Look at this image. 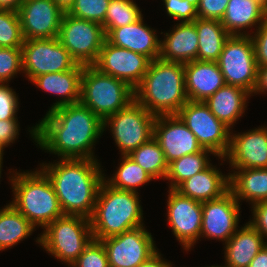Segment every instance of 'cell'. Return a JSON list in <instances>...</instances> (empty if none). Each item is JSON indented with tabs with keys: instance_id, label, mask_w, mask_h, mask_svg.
<instances>
[{
	"instance_id": "cell-1",
	"label": "cell",
	"mask_w": 267,
	"mask_h": 267,
	"mask_svg": "<svg viewBox=\"0 0 267 267\" xmlns=\"http://www.w3.org/2000/svg\"><path fill=\"white\" fill-rule=\"evenodd\" d=\"M29 130L42 150L61 159H95L93 145L103 133V121L81 102L46 112Z\"/></svg>"
},
{
	"instance_id": "cell-2",
	"label": "cell",
	"mask_w": 267,
	"mask_h": 267,
	"mask_svg": "<svg viewBox=\"0 0 267 267\" xmlns=\"http://www.w3.org/2000/svg\"><path fill=\"white\" fill-rule=\"evenodd\" d=\"M99 165L94 159H60L54 164L42 163L41 170L50 179L64 215L92 216L104 180Z\"/></svg>"
},
{
	"instance_id": "cell-3",
	"label": "cell",
	"mask_w": 267,
	"mask_h": 267,
	"mask_svg": "<svg viewBox=\"0 0 267 267\" xmlns=\"http://www.w3.org/2000/svg\"><path fill=\"white\" fill-rule=\"evenodd\" d=\"M134 100L155 116L176 115L189 100L185 90L184 63L160 58L150 62Z\"/></svg>"
},
{
	"instance_id": "cell-4",
	"label": "cell",
	"mask_w": 267,
	"mask_h": 267,
	"mask_svg": "<svg viewBox=\"0 0 267 267\" xmlns=\"http://www.w3.org/2000/svg\"><path fill=\"white\" fill-rule=\"evenodd\" d=\"M138 193L119 190L102 181L90 219L92 236L102 240L143 226Z\"/></svg>"
},
{
	"instance_id": "cell-5",
	"label": "cell",
	"mask_w": 267,
	"mask_h": 267,
	"mask_svg": "<svg viewBox=\"0 0 267 267\" xmlns=\"http://www.w3.org/2000/svg\"><path fill=\"white\" fill-rule=\"evenodd\" d=\"M11 179L13 205L35 228H46L51 222L63 216L58 197L50 179L40 169L29 172H15Z\"/></svg>"
},
{
	"instance_id": "cell-6",
	"label": "cell",
	"mask_w": 267,
	"mask_h": 267,
	"mask_svg": "<svg viewBox=\"0 0 267 267\" xmlns=\"http://www.w3.org/2000/svg\"><path fill=\"white\" fill-rule=\"evenodd\" d=\"M134 101V89L126 82L104 74L92 66H84L80 102L102 121L126 108Z\"/></svg>"
},
{
	"instance_id": "cell-7",
	"label": "cell",
	"mask_w": 267,
	"mask_h": 267,
	"mask_svg": "<svg viewBox=\"0 0 267 267\" xmlns=\"http://www.w3.org/2000/svg\"><path fill=\"white\" fill-rule=\"evenodd\" d=\"M92 239L89 218L63 215L51 222L36 242L55 258L71 266Z\"/></svg>"
},
{
	"instance_id": "cell-8",
	"label": "cell",
	"mask_w": 267,
	"mask_h": 267,
	"mask_svg": "<svg viewBox=\"0 0 267 267\" xmlns=\"http://www.w3.org/2000/svg\"><path fill=\"white\" fill-rule=\"evenodd\" d=\"M216 62L225 84L240 87L253 96L258 66L250 34L230 35Z\"/></svg>"
},
{
	"instance_id": "cell-9",
	"label": "cell",
	"mask_w": 267,
	"mask_h": 267,
	"mask_svg": "<svg viewBox=\"0 0 267 267\" xmlns=\"http://www.w3.org/2000/svg\"><path fill=\"white\" fill-rule=\"evenodd\" d=\"M57 38L77 64L92 66L98 59L106 34L101 24L64 13Z\"/></svg>"
},
{
	"instance_id": "cell-10",
	"label": "cell",
	"mask_w": 267,
	"mask_h": 267,
	"mask_svg": "<svg viewBox=\"0 0 267 267\" xmlns=\"http://www.w3.org/2000/svg\"><path fill=\"white\" fill-rule=\"evenodd\" d=\"M156 116L136 100L103 121V130L110 125L111 133L122 155H129L154 135Z\"/></svg>"
},
{
	"instance_id": "cell-11",
	"label": "cell",
	"mask_w": 267,
	"mask_h": 267,
	"mask_svg": "<svg viewBox=\"0 0 267 267\" xmlns=\"http://www.w3.org/2000/svg\"><path fill=\"white\" fill-rule=\"evenodd\" d=\"M196 136L202 148L224 157L230 145V128L218 120L205 102L188 101L176 114Z\"/></svg>"
},
{
	"instance_id": "cell-12",
	"label": "cell",
	"mask_w": 267,
	"mask_h": 267,
	"mask_svg": "<svg viewBox=\"0 0 267 267\" xmlns=\"http://www.w3.org/2000/svg\"><path fill=\"white\" fill-rule=\"evenodd\" d=\"M22 62L30 81L43 74L71 70L77 65L58 38L24 40Z\"/></svg>"
},
{
	"instance_id": "cell-13",
	"label": "cell",
	"mask_w": 267,
	"mask_h": 267,
	"mask_svg": "<svg viewBox=\"0 0 267 267\" xmlns=\"http://www.w3.org/2000/svg\"><path fill=\"white\" fill-rule=\"evenodd\" d=\"M100 241L112 267H138L157 251L151 233L144 226Z\"/></svg>"
},
{
	"instance_id": "cell-14",
	"label": "cell",
	"mask_w": 267,
	"mask_h": 267,
	"mask_svg": "<svg viewBox=\"0 0 267 267\" xmlns=\"http://www.w3.org/2000/svg\"><path fill=\"white\" fill-rule=\"evenodd\" d=\"M150 62L143 54L112 45L105 40L93 66L135 89L142 81Z\"/></svg>"
},
{
	"instance_id": "cell-15",
	"label": "cell",
	"mask_w": 267,
	"mask_h": 267,
	"mask_svg": "<svg viewBox=\"0 0 267 267\" xmlns=\"http://www.w3.org/2000/svg\"><path fill=\"white\" fill-rule=\"evenodd\" d=\"M168 192V224L184 250L189 251L200 238L202 202L185 197L175 189Z\"/></svg>"
},
{
	"instance_id": "cell-16",
	"label": "cell",
	"mask_w": 267,
	"mask_h": 267,
	"mask_svg": "<svg viewBox=\"0 0 267 267\" xmlns=\"http://www.w3.org/2000/svg\"><path fill=\"white\" fill-rule=\"evenodd\" d=\"M18 14L24 40L58 37L64 12L53 0H25Z\"/></svg>"
},
{
	"instance_id": "cell-17",
	"label": "cell",
	"mask_w": 267,
	"mask_h": 267,
	"mask_svg": "<svg viewBox=\"0 0 267 267\" xmlns=\"http://www.w3.org/2000/svg\"><path fill=\"white\" fill-rule=\"evenodd\" d=\"M239 204L230 190L217 199L202 202L200 236L226 243L238 230Z\"/></svg>"
},
{
	"instance_id": "cell-18",
	"label": "cell",
	"mask_w": 267,
	"mask_h": 267,
	"mask_svg": "<svg viewBox=\"0 0 267 267\" xmlns=\"http://www.w3.org/2000/svg\"><path fill=\"white\" fill-rule=\"evenodd\" d=\"M153 137L164 152L168 165L182 156L203 149L193 132L177 115L156 116Z\"/></svg>"
},
{
	"instance_id": "cell-19",
	"label": "cell",
	"mask_w": 267,
	"mask_h": 267,
	"mask_svg": "<svg viewBox=\"0 0 267 267\" xmlns=\"http://www.w3.org/2000/svg\"><path fill=\"white\" fill-rule=\"evenodd\" d=\"M219 158L222 161L228 158L234 169L267 168V127L230 134L229 149Z\"/></svg>"
},
{
	"instance_id": "cell-20",
	"label": "cell",
	"mask_w": 267,
	"mask_h": 267,
	"mask_svg": "<svg viewBox=\"0 0 267 267\" xmlns=\"http://www.w3.org/2000/svg\"><path fill=\"white\" fill-rule=\"evenodd\" d=\"M185 90L189 101L204 102L225 85L216 61L194 60L184 64Z\"/></svg>"
},
{
	"instance_id": "cell-21",
	"label": "cell",
	"mask_w": 267,
	"mask_h": 267,
	"mask_svg": "<svg viewBox=\"0 0 267 267\" xmlns=\"http://www.w3.org/2000/svg\"><path fill=\"white\" fill-rule=\"evenodd\" d=\"M155 30L143 22V17L123 27L113 28L106 34L112 45L145 55L151 61L160 55V40Z\"/></svg>"
},
{
	"instance_id": "cell-22",
	"label": "cell",
	"mask_w": 267,
	"mask_h": 267,
	"mask_svg": "<svg viewBox=\"0 0 267 267\" xmlns=\"http://www.w3.org/2000/svg\"><path fill=\"white\" fill-rule=\"evenodd\" d=\"M165 36L160 40L161 60L184 64L197 60L198 34L193 22L177 23Z\"/></svg>"
},
{
	"instance_id": "cell-23",
	"label": "cell",
	"mask_w": 267,
	"mask_h": 267,
	"mask_svg": "<svg viewBox=\"0 0 267 267\" xmlns=\"http://www.w3.org/2000/svg\"><path fill=\"white\" fill-rule=\"evenodd\" d=\"M84 66L77 64L73 69L63 72L47 73L35 77L31 82L45 92L57 94L62 98L49 109L80 102L81 78Z\"/></svg>"
},
{
	"instance_id": "cell-24",
	"label": "cell",
	"mask_w": 267,
	"mask_h": 267,
	"mask_svg": "<svg viewBox=\"0 0 267 267\" xmlns=\"http://www.w3.org/2000/svg\"><path fill=\"white\" fill-rule=\"evenodd\" d=\"M175 190L199 202L217 199L230 190L229 175H223L210 164L205 170L186 179Z\"/></svg>"
},
{
	"instance_id": "cell-25",
	"label": "cell",
	"mask_w": 267,
	"mask_h": 267,
	"mask_svg": "<svg viewBox=\"0 0 267 267\" xmlns=\"http://www.w3.org/2000/svg\"><path fill=\"white\" fill-rule=\"evenodd\" d=\"M267 19L266 0H229L221 23L230 35H248L240 32Z\"/></svg>"
},
{
	"instance_id": "cell-26",
	"label": "cell",
	"mask_w": 267,
	"mask_h": 267,
	"mask_svg": "<svg viewBox=\"0 0 267 267\" xmlns=\"http://www.w3.org/2000/svg\"><path fill=\"white\" fill-rule=\"evenodd\" d=\"M266 244L262 235L246 223L225 243L226 264L223 267H248Z\"/></svg>"
},
{
	"instance_id": "cell-27",
	"label": "cell",
	"mask_w": 267,
	"mask_h": 267,
	"mask_svg": "<svg viewBox=\"0 0 267 267\" xmlns=\"http://www.w3.org/2000/svg\"><path fill=\"white\" fill-rule=\"evenodd\" d=\"M250 95L240 87L225 84L204 102L218 120L232 128L237 119L242 117Z\"/></svg>"
},
{
	"instance_id": "cell-28",
	"label": "cell",
	"mask_w": 267,
	"mask_h": 267,
	"mask_svg": "<svg viewBox=\"0 0 267 267\" xmlns=\"http://www.w3.org/2000/svg\"><path fill=\"white\" fill-rule=\"evenodd\" d=\"M229 173L230 191L239 202L253 204L267 201V168L236 169Z\"/></svg>"
},
{
	"instance_id": "cell-29",
	"label": "cell",
	"mask_w": 267,
	"mask_h": 267,
	"mask_svg": "<svg viewBox=\"0 0 267 267\" xmlns=\"http://www.w3.org/2000/svg\"><path fill=\"white\" fill-rule=\"evenodd\" d=\"M198 34L199 61H217L230 34L220 20L200 19L194 22Z\"/></svg>"
},
{
	"instance_id": "cell-30",
	"label": "cell",
	"mask_w": 267,
	"mask_h": 267,
	"mask_svg": "<svg viewBox=\"0 0 267 267\" xmlns=\"http://www.w3.org/2000/svg\"><path fill=\"white\" fill-rule=\"evenodd\" d=\"M35 227L11 204L0 209V251L29 237Z\"/></svg>"
},
{
	"instance_id": "cell-31",
	"label": "cell",
	"mask_w": 267,
	"mask_h": 267,
	"mask_svg": "<svg viewBox=\"0 0 267 267\" xmlns=\"http://www.w3.org/2000/svg\"><path fill=\"white\" fill-rule=\"evenodd\" d=\"M208 153L216 156L211 150L203 148L200 152L187 154L171 162L166 176V180H171L169 189H176L186 179L205 170L211 164Z\"/></svg>"
},
{
	"instance_id": "cell-32",
	"label": "cell",
	"mask_w": 267,
	"mask_h": 267,
	"mask_svg": "<svg viewBox=\"0 0 267 267\" xmlns=\"http://www.w3.org/2000/svg\"><path fill=\"white\" fill-rule=\"evenodd\" d=\"M153 179L165 178L168 173V163L158 141L152 137L128 155Z\"/></svg>"
},
{
	"instance_id": "cell-33",
	"label": "cell",
	"mask_w": 267,
	"mask_h": 267,
	"mask_svg": "<svg viewBox=\"0 0 267 267\" xmlns=\"http://www.w3.org/2000/svg\"><path fill=\"white\" fill-rule=\"evenodd\" d=\"M121 159L122 162L117 168L116 174H113V177L110 179L108 178V180L104 177L105 182L111 187L138 193L137 187L153 180V178L128 155H122Z\"/></svg>"
},
{
	"instance_id": "cell-34",
	"label": "cell",
	"mask_w": 267,
	"mask_h": 267,
	"mask_svg": "<svg viewBox=\"0 0 267 267\" xmlns=\"http://www.w3.org/2000/svg\"><path fill=\"white\" fill-rule=\"evenodd\" d=\"M140 8L133 0H110L104 22L105 34L111 29L123 27L142 18Z\"/></svg>"
},
{
	"instance_id": "cell-35",
	"label": "cell",
	"mask_w": 267,
	"mask_h": 267,
	"mask_svg": "<svg viewBox=\"0 0 267 267\" xmlns=\"http://www.w3.org/2000/svg\"><path fill=\"white\" fill-rule=\"evenodd\" d=\"M23 42L18 12L0 10V47L22 48Z\"/></svg>"
},
{
	"instance_id": "cell-36",
	"label": "cell",
	"mask_w": 267,
	"mask_h": 267,
	"mask_svg": "<svg viewBox=\"0 0 267 267\" xmlns=\"http://www.w3.org/2000/svg\"><path fill=\"white\" fill-rule=\"evenodd\" d=\"M110 0H74L67 14L99 24L104 22Z\"/></svg>"
},
{
	"instance_id": "cell-37",
	"label": "cell",
	"mask_w": 267,
	"mask_h": 267,
	"mask_svg": "<svg viewBox=\"0 0 267 267\" xmlns=\"http://www.w3.org/2000/svg\"><path fill=\"white\" fill-rule=\"evenodd\" d=\"M23 72L22 48L0 47V83L8 81Z\"/></svg>"
},
{
	"instance_id": "cell-38",
	"label": "cell",
	"mask_w": 267,
	"mask_h": 267,
	"mask_svg": "<svg viewBox=\"0 0 267 267\" xmlns=\"http://www.w3.org/2000/svg\"><path fill=\"white\" fill-rule=\"evenodd\" d=\"M70 267H109L108 256L102 242L92 239Z\"/></svg>"
},
{
	"instance_id": "cell-39",
	"label": "cell",
	"mask_w": 267,
	"mask_h": 267,
	"mask_svg": "<svg viewBox=\"0 0 267 267\" xmlns=\"http://www.w3.org/2000/svg\"><path fill=\"white\" fill-rule=\"evenodd\" d=\"M167 15L179 22H194L197 16V8L188 0H163Z\"/></svg>"
},
{
	"instance_id": "cell-40",
	"label": "cell",
	"mask_w": 267,
	"mask_h": 267,
	"mask_svg": "<svg viewBox=\"0 0 267 267\" xmlns=\"http://www.w3.org/2000/svg\"><path fill=\"white\" fill-rule=\"evenodd\" d=\"M13 90L8 84L0 83V120L17 119L19 102Z\"/></svg>"
},
{
	"instance_id": "cell-41",
	"label": "cell",
	"mask_w": 267,
	"mask_h": 267,
	"mask_svg": "<svg viewBox=\"0 0 267 267\" xmlns=\"http://www.w3.org/2000/svg\"><path fill=\"white\" fill-rule=\"evenodd\" d=\"M229 0H199L197 16L200 19L220 20L225 14Z\"/></svg>"
},
{
	"instance_id": "cell-42",
	"label": "cell",
	"mask_w": 267,
	"mask_h": 267,
	"mask_svg": "<svg viewBox=\"0 0 267 267\" xmlns=\"http://www.w3.org/2000/svg\"><path fill=\"white\" fill-rule=\"evenodd\" d=\"M251 35L257 66H267V19Z\"/></svg>"
},
{
	"instance_id": "cell-43",
	"label": "cell",
	"mask_w": 267,
	"mask_h": 267,
	"mask_svg": "<svg viewBox=\"0 0 267 267\" xmlns=\"http://www.w3.org/2000/svg\"><path fill=\"white\" fill-rule=\"evenodd\" d=\"M19 135L18 119L0 120V152L13 143Z\"/></svg>"
},
{
	"instance_id": "cell-44",
	"label": "cell",
	"mask_w": 267,
	"mask_h": 267,
	"mask_svg": "<svg viewBox=\"0 0 267 267\" xmlns=\"http://www.w3.org/2000/svg\"><path fill=\"white\" fill-rule=\"evenodd\" d=\"M253 220L248 223L256 229L263 238H267V201H261L252 205Z\"/></svg>"
},
{
	"instance_id": "cell-45",
	"label": "cell",
	"mask_w": 267,
	"mask_h": 267,
	"mask_svg": "<svg viewBox=\"0 0 267 267\" xmlns=\"http://www.w3.org/2000/svg\"><path fill=\"white\" fill-rule=\"evenodd\" d=\"M267 91V66L257 67V82L252 93H264Z\"/></svg>"
},
{
	"instance_id": "cell-46",
	"label": "cell",
	"mask_w": 267,
	"mask_h": 267,
	"mask_svg": "<svg viewBox=\"0 0 267 267\" xmlns=\"http://www.w3.org/2000/svg\"><path fill=\"white\" fill-rule=\"evenodd\" d=\"M171 263L164 261L161 254L156 251L146 261L140 264L138 267H169Z\"/></svg>"
},
{
	"instance_id": "cell-47",
	"label": "cell",
	"mask_w": 267,
	"mask_h": 267,
	"mask_svg": "<svg viewBox=\"0 0 267 267\" xmlns=\"http://www.w3.org/2000/svg\"><path fill=\"white\" fill-rule=\"evenodd\" d=\"M248 267H267V244L257 253Z\"/></svg>"
},
{
	"instance_id": "cell-48",
	"label": "cell",
	"mask_w": 267,
	"mask_h": 267,
	"mask_svg": "<svg viewBox=\"0 0 267 267\" xmlns=\"http://www.w3.org/2000/svg\"><path fill=\"white\" fill-rule=\"evenodd\" d=\"M25 0H0V10H11L18 12Z\"/></svg>"
},
{
	"instance_id": "cell-49",
	"label": "cell",
	"mask_w": 267,
	"mask_h": 267,
	"mask_svg": "<svg viewBox=\"0 0 267 267\" xmlns=\"http://www.w3.org/2000/svg\"><path fill=\"white\" fill-rule=\"evenodd\" d=\"M58 7L64 12L67 13L72 7L74 0H53Z\"/></svg>"
},
{
	"instance_id": "cell-50",
	"label": "cell",
	"mask_w": 267,
	"mask_h": 267,
	"mask_svg": "<svg viewBox=\"0 0 267 267\" xmlns=\"http://www.w3.org/2000/svg\"><path fill=\"white\" fill-rule=\"evenodd\" d=\"M192 5H194L196 8L199 5V0H188Z\"/></svg>"
},
{
	"instance_id": "cell-51",
	"label": "cell",
	"mask_w": 267,
	"mask_h": 267,
	"mask_svg": "<svg viewBox=\"0 0 267 267\" xmlns=\"http://www.w3.org/2000/svg\"><path fill=\"white\" fill-rule=\"evenodd\" d=\"M3 154L2 152H0V178H1V171H2V161H3Z\"/></svg>"
}]
</instances>
